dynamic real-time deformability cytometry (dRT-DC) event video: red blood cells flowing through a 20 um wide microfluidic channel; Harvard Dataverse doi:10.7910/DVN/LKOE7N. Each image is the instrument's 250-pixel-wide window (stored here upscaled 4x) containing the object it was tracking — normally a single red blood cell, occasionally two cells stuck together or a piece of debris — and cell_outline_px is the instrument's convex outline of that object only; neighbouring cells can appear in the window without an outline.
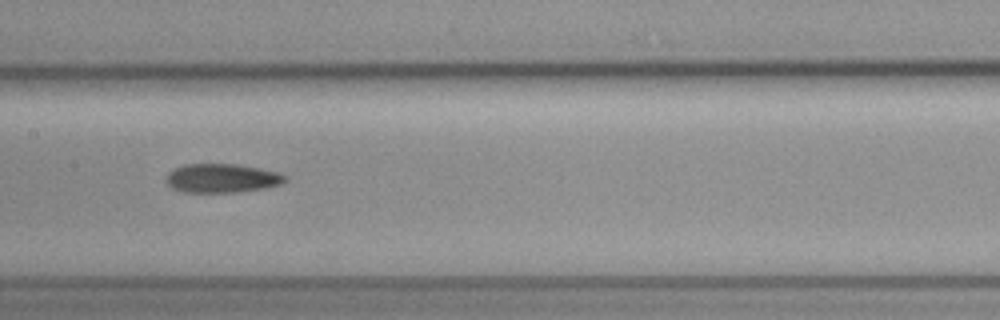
{"species": "common noctule bat (a hibernating species)", "species_latin": "Nyctalus noctula", "temperature_condition": "cold", "stored_images_in_passage": 11, "camera_frame_rate_fps": 3000, "um_per_image_px": 0.085, "animal": {"sex": "female", "body_mass_g": 19.3, "forearm_length_mm": 54.1}, "frame": {"image": 1, "passage_image": 8, "time_ms": 2.333, "image_size_px": [1000, 320], "cell_outline_px": [[288, 180], [280, 184], [264, 188], [236, 192], [180, 192], [172, 188], [168, 184], [168, 172], [184, 164], [236, 164], [260, 168], [276, 172], [288, 176]], "centroid_in_image_um": [18.88, 15.15], "position_along_channel_um": 188.5, "area_um2": 19.94}}
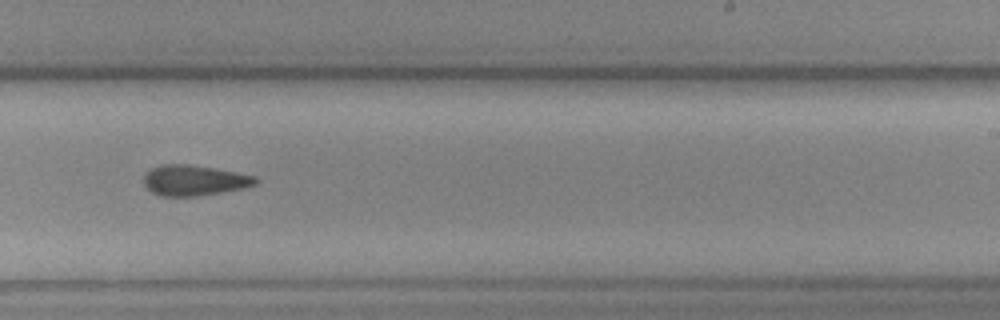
{"frame": {"image": 2, "passage_image": 10, "time_ms": 3.0, "image_size_px": [1000, 320], "cell_outline_px": [[260, 180], [256, 184], [240, 188], [220, 192], [196, 196], [160, 196], [152, 192], [144, 184], [144, 176], [152, 168], [160, 164], [188, 164], [236, 172], [256, 176]], "centroid_in_image_um": [16.5, 15.32], "position_along_channel_um": 272.5, "area_um2": 19.65}}
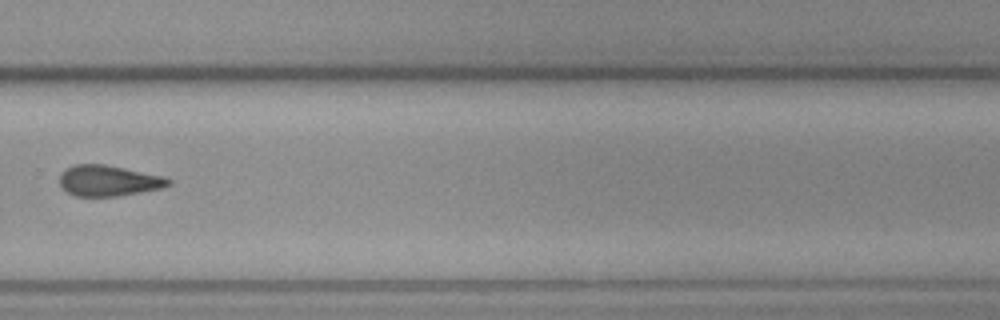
{"frame": {"image": 3, "passage_image": 11, "time_ms": 3.333, "image_size_px": [1000, 320], "cell_outline_px": [[172, 184], [160, 188], [140, 192], [116, 196], [72, 196], [60, 184], [60, 172], [64, 168], [76, 164], [104, 164], [164, 176], [172, 180]], "centroid_in_image_um": [9.21, 15.35], "position_along_channel_um": 320.6, "area_um2": 19.54}}